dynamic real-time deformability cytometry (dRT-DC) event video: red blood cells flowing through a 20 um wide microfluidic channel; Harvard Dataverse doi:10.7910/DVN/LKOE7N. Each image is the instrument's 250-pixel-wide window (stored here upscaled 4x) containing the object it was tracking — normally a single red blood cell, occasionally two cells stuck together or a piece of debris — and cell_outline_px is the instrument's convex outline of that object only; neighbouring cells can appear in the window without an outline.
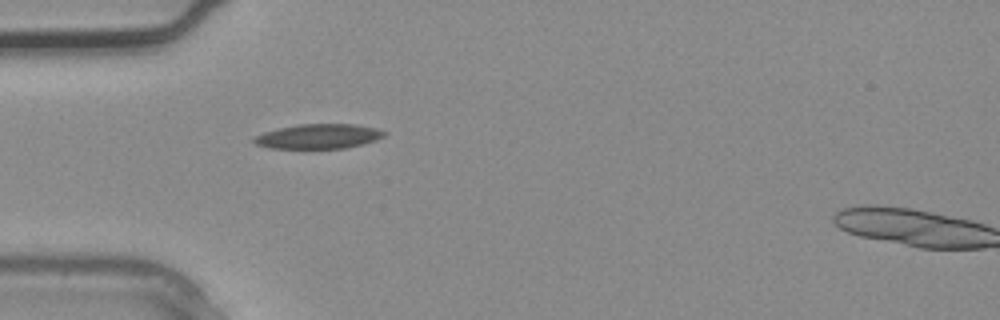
{"species": "common noctule bat (a hibernating species)", "species_latin": "Nyctalus noctula", "temperature_condition": "warm", "stored_images_in_passage": 2, "camera_frame_rate_fps": 3000, "um_per_image_px": 0.085, "animal": {"sex": "male", "body_mass_g": 20.4}, "frame": {"image": 1, "passage_image": 1, "time_ms": 0.0, "image_size_px": [1000, 320], "cell_outline_px": [[388, 132], [384, 136], [376, 140], [364, 144], [344, 148], [268, 148], [256, 144], [252, 140], [256, 136], [264, 132], [280, 128], [300, 124], [356, 124], [376, 128]], "centroid_in_image_um": [27.12, 11.59], "position_along_channel_um": 57.9, "area_um2": 18.67}}